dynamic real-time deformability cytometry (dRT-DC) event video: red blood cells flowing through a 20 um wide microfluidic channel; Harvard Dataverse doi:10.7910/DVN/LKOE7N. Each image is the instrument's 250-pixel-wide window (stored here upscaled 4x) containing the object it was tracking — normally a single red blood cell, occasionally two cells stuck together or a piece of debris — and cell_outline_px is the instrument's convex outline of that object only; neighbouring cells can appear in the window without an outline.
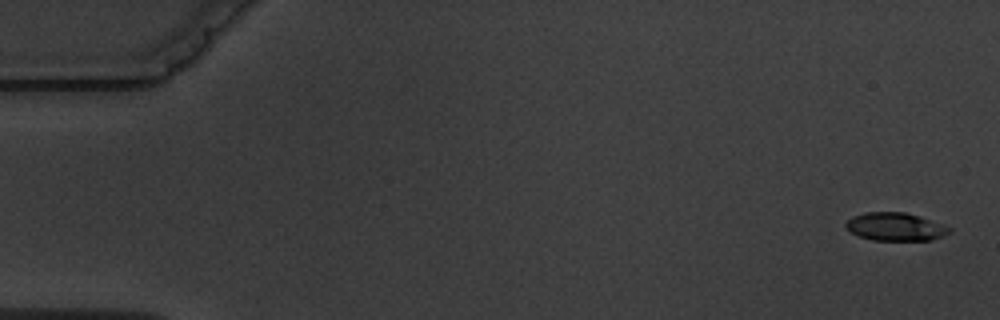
{"species": "common noctule bat (a hibernating species)", "species_latin": "Nyctalus noctula", "temperature_condition": "warm", "stored_images_in_passage": 8, "camera_frame_rate_fps": 3000, "um_per_image_px": 0.085, "animal": {"sex": "male", "body_mass_g": 19.5, "forearm_length_mm": 54.6}, "frame": {"image": 1, "passage_image": 1, "time_ms": 0.0, "image_size_px": [1000, 320], "cell_outline_px": [[952, 232], [944, 236], [932, 240], [872, 240], [860, 236], [852, 232], [844, 224], [852, 216], [864, 212], [904, 212], [920, 216], [952, 228]], "centroid_in_image_um": [76.14, 19.27], "position_along_channel_um": 8.9, "area_um2": 16.94}}
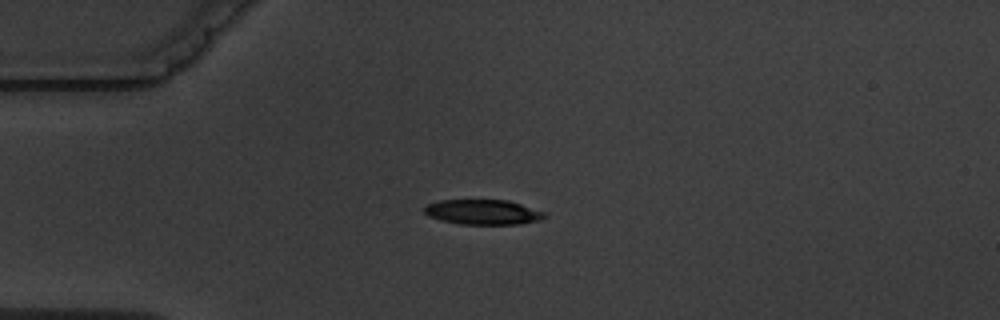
{"frame": {"image": 2, "passage_image": 5, "time_ms": 4.333, "image_size_px": [1000, 320], "cell_outline_px": [[548, 216], [540, 220], [520, 224], [460, 224], [428, 216], [424, 212], [424, 208], [428, 204], [440, 200], [508, 200], [544, 212]], "centroid_in_image_um": [41.07, 18.03], "position_along_channel_um": 43.9, "area_um2": 17.34}}
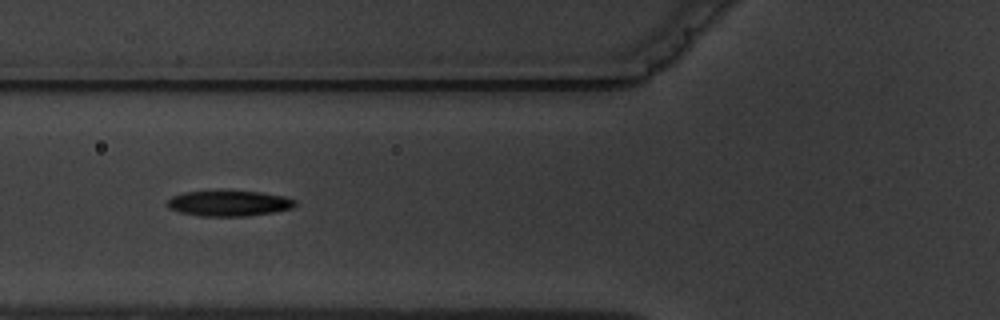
{"frame": {"image": 3, "passage_image": 7, "time_ms": 6.667, "image_size_px": [1000, 320], "cell_outline_px": [[296, 204], [292, 208], [272, 212], [248, 216], [200, 216], [180, 212], [168, 208], [168, 200], [172, 196], [184, 192], [220, 188], [260, 192], [284, 196], [296, 200]], "centroid_in_image_um": [19.43, 17.24], "position_along_channel_um": 106.4, "area_um2": 19.77}}